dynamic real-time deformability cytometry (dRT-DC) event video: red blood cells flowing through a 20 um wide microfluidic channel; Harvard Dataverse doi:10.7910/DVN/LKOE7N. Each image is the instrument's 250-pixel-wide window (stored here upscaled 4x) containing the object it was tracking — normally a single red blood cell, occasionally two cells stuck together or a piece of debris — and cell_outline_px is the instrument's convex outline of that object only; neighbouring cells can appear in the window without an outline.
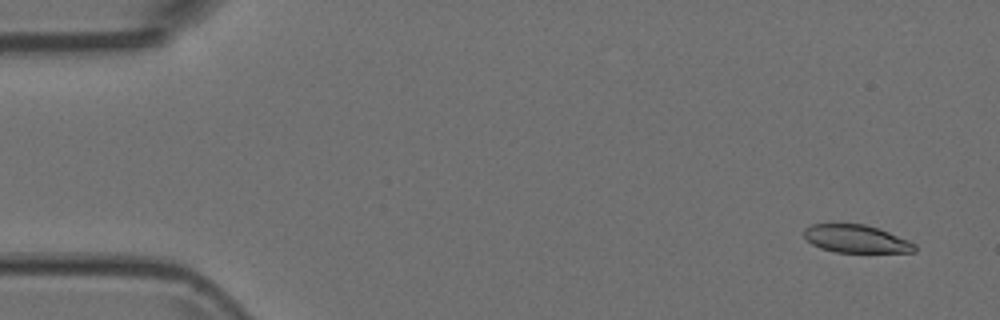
{"species": "Egyptian fruit bat (a non-hibernating species)", "species_latin": "Rousettus aegyptiacus", "temperature_condition": "room temperature", "stored_images_in_passage": 5, "camera_frame_rate_fps": 3000, "um_per_image_px": 0.085, "animal": {"sex": "female"}, "frame": {"image": 1, "passage_image": 1, "time_ms": 0.0, "image_size_px": [1000, 320], "cell_outline_px": [[916, 252], [836, 252], [820, 248], [812, 244], [804, 236], [804, 228], [812, 224], [864, 224], [880, 228], [908, 240], [916, 244]], "centroid_in_image_um": [72.79, 20.3], "position_along_channel_um": 12.2, "area_um2": 17.98}}
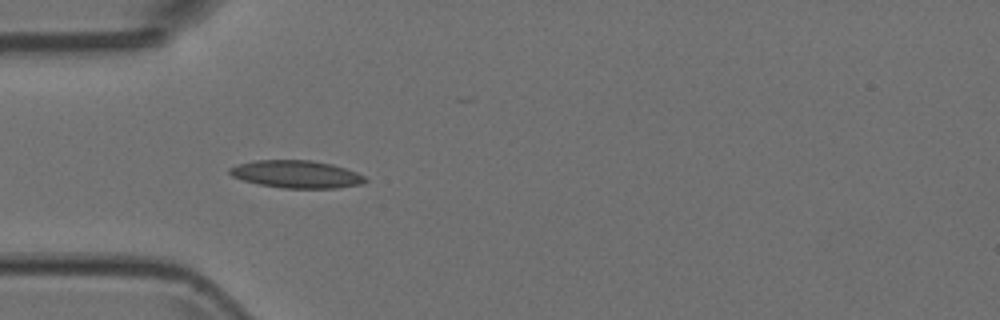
{"frame": {"image": 2, "passage_image": 4, "time_ms": 1.0, "image_size_px": [1000, 320], "cell_outline_px": [[368, 180], [364, 184], [336, 188], [284, 188], [260, 184], [244, 180], [232, 176], [228, 172], [228, 168], [240, 164], [256, 160], [312, 160], [332, 164], [356, 172], [364, 176]], "centroid_in_image_um": [25.23, 14.81], "position_along_channel_um": 59.8, "area_um2": 21.68}}
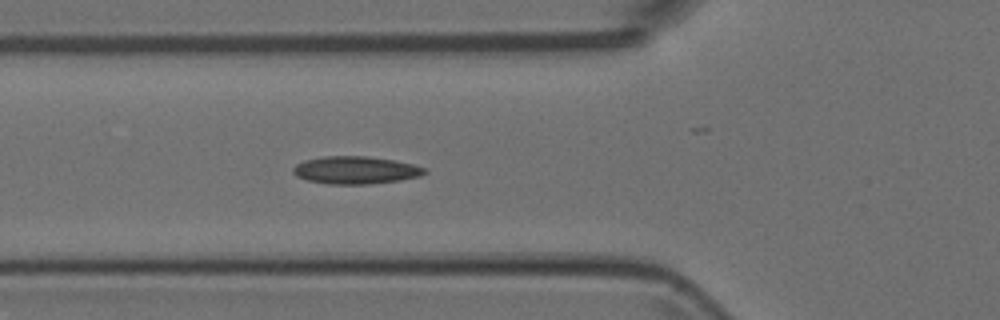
{"frame": {"image": 3, "passage_image": 5, "time_ms": 1.333, "image_size_px": [1000, 320], "cell_outline_px": [[428, 172], [420, 176], [400, 180], [368, 184], [328, 184], [308, 180], [296, 176], [292, 172], [292, 168], [296, 164], [304, 160], [324, 156], [368, 156], [392, 160], [412, 164], [428, 168]], "centroid_in_image_um": [30.22, 14.46], "position_along_channel_um": 95.6, "area_um2": 21.21}}